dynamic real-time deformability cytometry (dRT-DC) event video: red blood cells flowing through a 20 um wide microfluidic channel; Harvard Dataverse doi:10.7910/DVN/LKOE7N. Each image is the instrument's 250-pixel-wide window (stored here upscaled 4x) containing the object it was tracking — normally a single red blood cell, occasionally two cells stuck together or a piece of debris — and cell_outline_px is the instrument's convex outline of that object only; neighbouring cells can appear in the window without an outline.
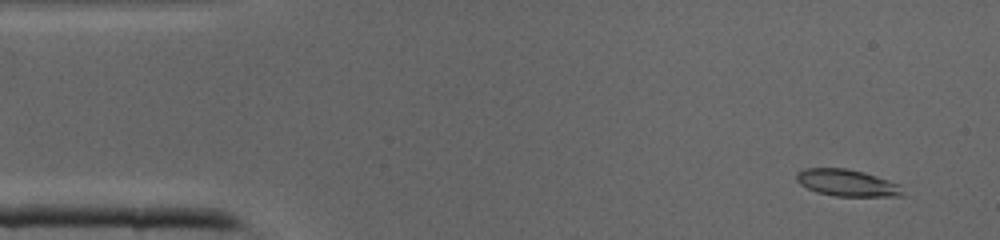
{"species": "common noctule bat (a hibernating species)", "species_latin": "Nyctalus noctula", "temperature_condition": "cold", "stored_images_in_passage": 42, "segment_of_instrument_passage": [1, 2], "camera_frame_rate_fps": 3000, "um_per_image_px": 0.085, "animal": {"sex": "male", "body_mass_g": 19.0, "forearm_length_mm": 50.8}, "frame": {"image": 1, "passage_image": 3, "time_ms": 0.667, "image_size_px": [1000, 240], "cell_outline_px": [[904, 196], [836, 196], [816, 192], [800, 184], [796, 180], [796, 172], [804, 168], [844, 168], [864, 172], [900, 184]], "centroid_in_image_um": [71.98, 15.54], "position_along_channel_um": 13.0, "area_um2": 16.59}}
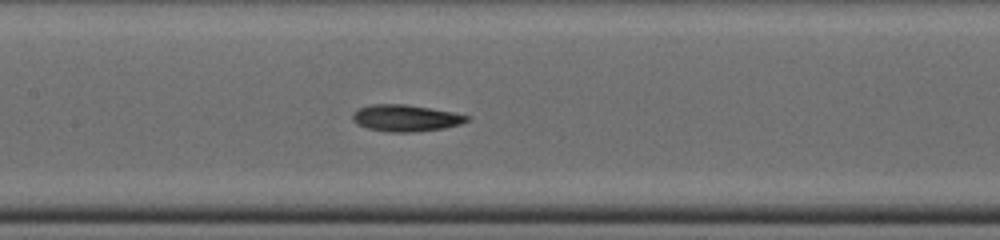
{"frame": {"image": 2, "passage_image": 19, "time_ms": 6.0, "image_size_px": [1000, 240], "cell_outline_px": [[468, 120], [460, 124], [444, 128], [412, 132], [388, 132], [368, 128], [352, 120], [352, 116], [360, 108], [372, 104], [404, 104], [452, 112], [468, 116]], "centroid_in_image_um": [34.48, 10.04], "position_along_channel_um": 172.9, "area_um2": 17.34}}
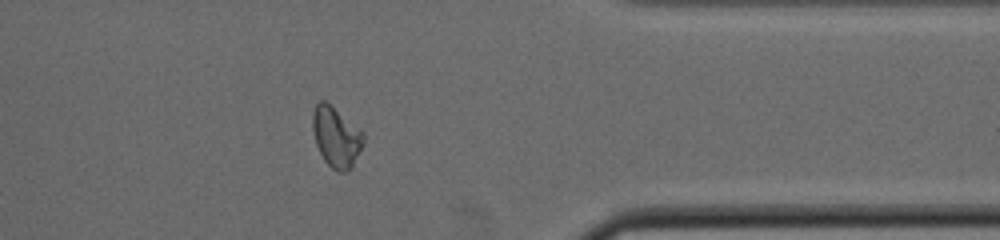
{"frame": {"image": 3, "passage_image": 33, "time_ms": 10.667, "image_size_px": [1000, 240], "cell_outline_px": [[364, 144], [352, 168], [348, 172], [336, 172], [324, 160], [316, 144], [312, 128], [312, 112], [316, 104], [320, 100], [324, 100], [364, 132]], "centroid_in_image_um": [28.59, 11.67], "position_along_channel_um": 382.8, "area_um2": 17.98}}